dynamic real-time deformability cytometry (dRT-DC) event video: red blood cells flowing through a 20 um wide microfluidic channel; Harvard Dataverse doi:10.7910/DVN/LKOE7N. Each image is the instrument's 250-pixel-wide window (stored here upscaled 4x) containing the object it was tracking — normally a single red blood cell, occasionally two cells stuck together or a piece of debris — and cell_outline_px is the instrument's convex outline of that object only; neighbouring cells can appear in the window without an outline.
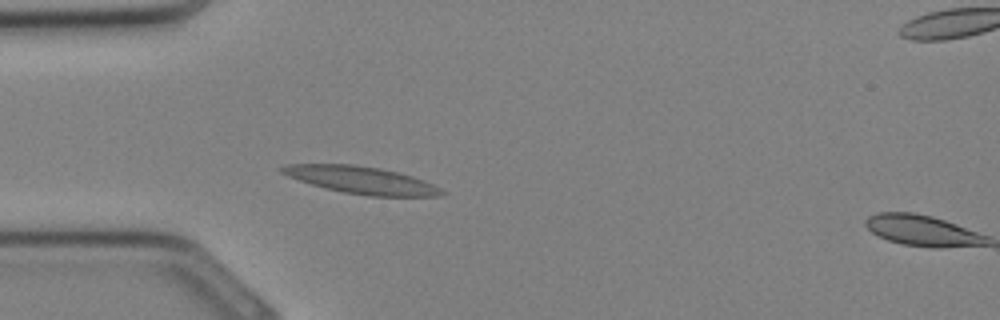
{"species": "Egyptian fruit bat (a non-hibernating species)", "species_latin": "Rousettus aegyptiacus", "temperature_condition": "cold", "stored_images_in_passage": 10, "camera_frame_rate_fps": 3000, "um_per_image_px": 0.085, "animal": {"sex": "female"}, "frame": {"image": 1, "passage_image": 9, "time_ms": 2.667, "image_size_px": [1000, 320], "cell_outline_px": [[448, 192], [436, 196], [368, 196], [344, 192], [312, 184], [288, 176], [280, 172], [276, 168], [288, 164], [352, 164], [380, 168], [412, 176], [432, 184]], "centroid_in_image_um": [30.7, 15.3], "position_along_channel_um": 54.3, "area_um2": 25.09}}